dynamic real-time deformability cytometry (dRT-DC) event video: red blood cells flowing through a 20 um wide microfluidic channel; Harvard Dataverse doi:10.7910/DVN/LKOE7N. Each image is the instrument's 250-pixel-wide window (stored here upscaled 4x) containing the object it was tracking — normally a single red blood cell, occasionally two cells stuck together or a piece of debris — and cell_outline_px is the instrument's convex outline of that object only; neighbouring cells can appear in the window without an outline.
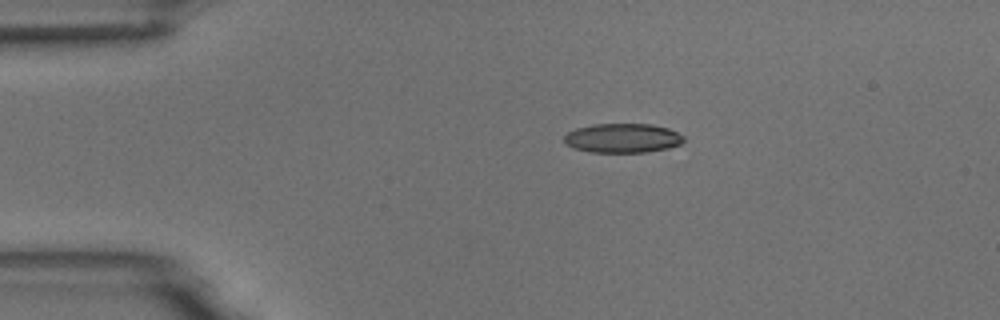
{"species": "common noctule bat (a hibernating species)", "species_latin": "Nyctalus noctula", "temperature_condition": "room temperature", "stored_images_in_passage": 3, "camera_frame_rate_fps": 3000, "um_per_image_px": 0.085, "animal": {"sex": "male", "body_mass_g": 18.8}, "frame": {"image": 1, "passage_image": 2, "time_ms": 1.333, "image_size_px": [1000, 320], "cell_outline_px": [[684, 140], [680, 144], [668, 148], [648, 152], [588, 152], [572, 148], [564, 144], [564, 136], [568, 132], [576, 128], [592, 124], [652, 124], [668, 128], [684, 136]], "centroid_in_image_um": [52.89, 11.74], "position_along_channel_um": 32.1, "area_um2": 20.58}}